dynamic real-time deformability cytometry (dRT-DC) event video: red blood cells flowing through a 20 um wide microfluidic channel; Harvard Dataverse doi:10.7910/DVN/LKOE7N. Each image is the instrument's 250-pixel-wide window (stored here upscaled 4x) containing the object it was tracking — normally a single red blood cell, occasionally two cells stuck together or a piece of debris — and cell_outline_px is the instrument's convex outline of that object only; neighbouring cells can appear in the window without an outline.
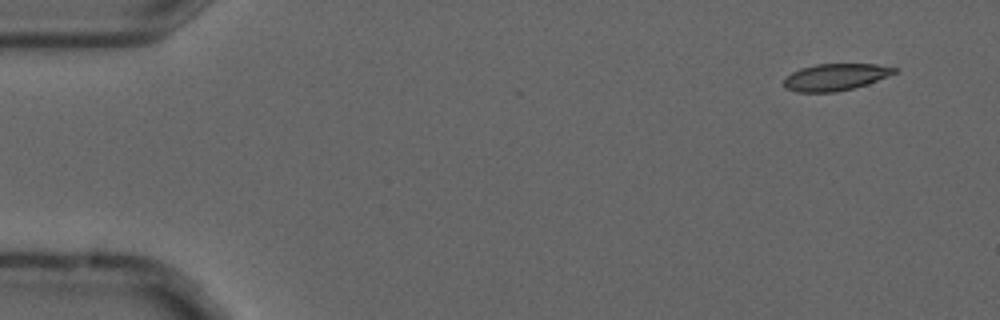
{"species": "common noctule bat (a hibernating species)", "species_latin": "Nyctalus noctula", "temperature_condition": "cold", "stored_images_in_passage": 10, "camera_frame_rate_fps": 3000, "um_per_image_px": 0.085, "animal": {"sex": "male", "forearm_length_mm": 52.5}, "frame": {"image": 1, "passage_image": 1, "time_ms": 0.0, "image_size_px": [1000, 320], "cell_outline_px": [[896, 72], [868, 84], [836, 92], [796, 92], [784, 88], [784, 80], [792, 72], [800, 68], [816, 64], [876, 64], [896, 68]], "centroid_in_image_um": [70.97, 6.55], "position_along_channel_um": 14.0, "area_um2": 17.17}}
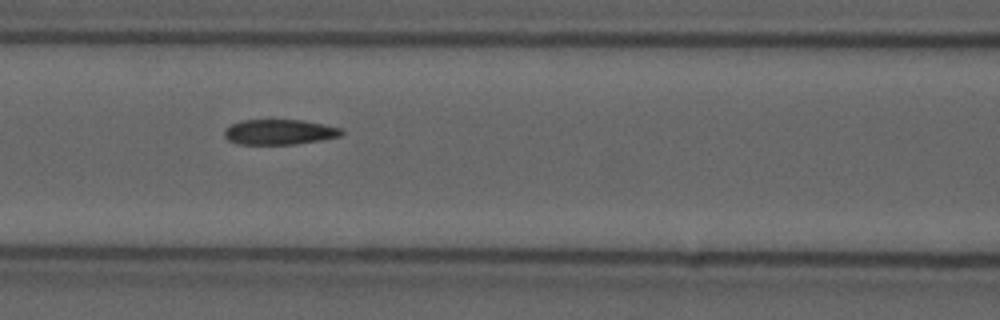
{"frame": {"image": 2, "passage_image": 6, "time_ms": 1.667, "image_size_px": [1000, 320], "cell_outline_px": [[344, 132], [340, 136], [320, 140], [296, 144], [240, 144], [228, 140], [224, 136], [224, 132], [232, 124], [240, 120], [304, 120], [344, 128]], "centroid_in_image_um": [23.79, 11.21], "position_along_channel_um": 142.8, "area_um2": 17.22}}
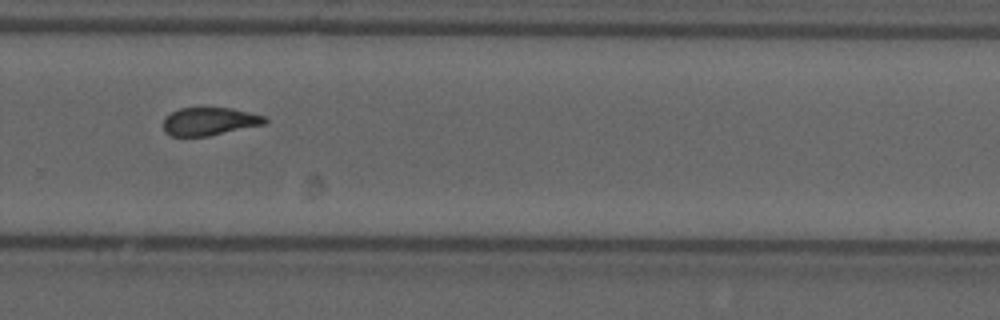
{"frame": {"image": 3, "passage_image": 10, "time_ms": 3.0, "image_size_px": [1000, 320], "cell_outline_px": [[268, 120], [264, 124], [208, 136], [172, 136], [164, 132], [164, 116], [180, 108], [232, 108], [264, 116]], "centroid_in_image_um": [17.77, 10.32], "position_along_channel_um": 312.0, "area_um2": 16.42}}